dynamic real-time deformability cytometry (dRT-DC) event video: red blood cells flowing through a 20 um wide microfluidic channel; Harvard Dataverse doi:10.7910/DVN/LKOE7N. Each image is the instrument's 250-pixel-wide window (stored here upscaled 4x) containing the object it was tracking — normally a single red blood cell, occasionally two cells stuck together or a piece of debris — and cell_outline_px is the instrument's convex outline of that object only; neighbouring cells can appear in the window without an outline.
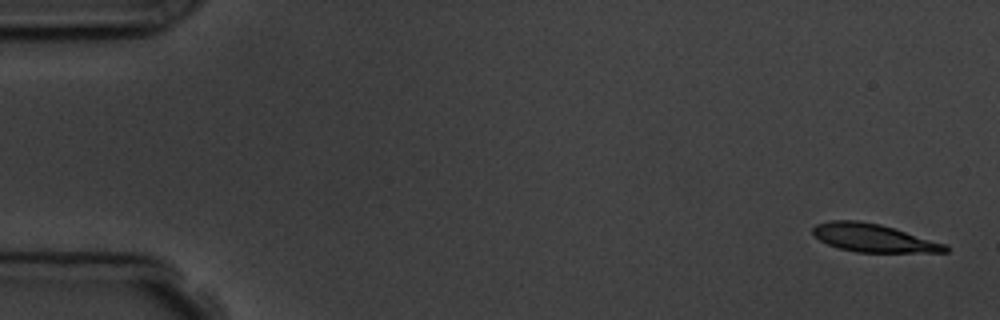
{"species": "common noctule bat (a hibernating species)", "species_latin": "Nyctalus noctula", "temperature_condition": "room temperature", "stored_images_in_passage": 5, "camera_frame_rate_fps": 3000, "um_per_image_px": 0.085, "animal": {"sex": "male", "body_mass_g": 19.5, "forearm_length_mm": 54.6}, "frame": {"image": 1, "passage_image": 1, "time_ms": 0.0, "image_size_px": [1000, 320], "cell_outline_px": [[948, 252], [856, 252], [840, 248], [828, 244], [820, 240], [812, 232], [812, 228], [816, 224], [832, 220], [856, 220], [880, 224], [948, 244]], "centroid_in_image_um": [74.26, 20.22], "position_along_channel_um": 10.7, "area_um2": 21.56}}
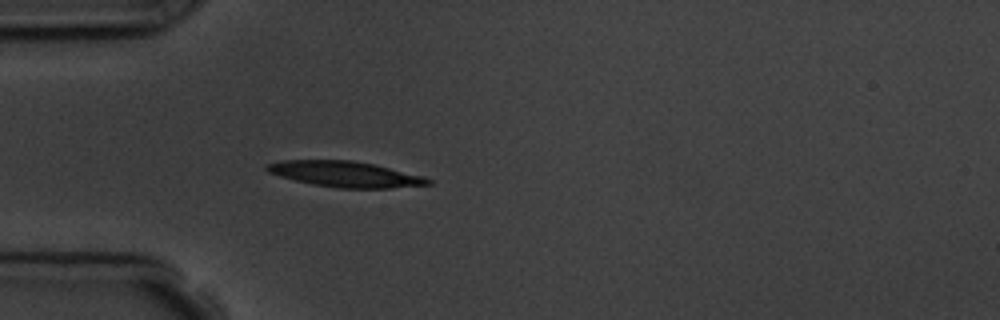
{"frame": {"image": 2, "passage_image": 5, "time_ms": 4.667, "image_size_px": [1000, 320], "cell_outline_px": [[432, 184], [388, 188], [340, 188], [312, 184], [280, 176], [268, 172], [264, 168], [264, 164], [284, 160], [352, 160], [372, 164], [424, 176], [432, 180]], "centroid_in_image_um": [29.32, 14.8], "position_along_channel_um": 55.7, "area_um2": 23.99}}